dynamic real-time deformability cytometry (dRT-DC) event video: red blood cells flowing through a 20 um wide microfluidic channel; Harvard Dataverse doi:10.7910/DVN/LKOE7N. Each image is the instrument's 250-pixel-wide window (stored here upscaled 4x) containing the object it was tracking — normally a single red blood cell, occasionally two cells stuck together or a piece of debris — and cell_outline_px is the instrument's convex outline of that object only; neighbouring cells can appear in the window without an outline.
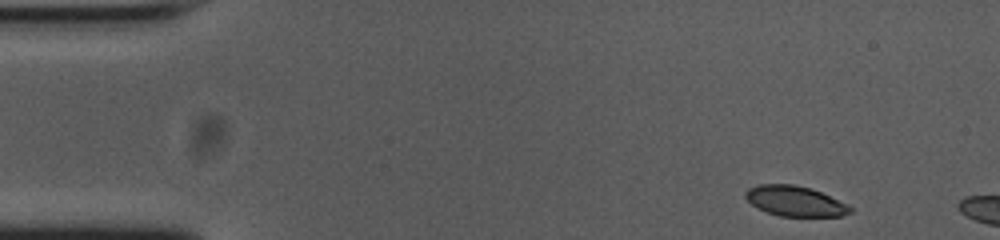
{"species": "common noctule bat (a hibernating species)", "species_latin": "Nyctalus noctula", "temperature_condition": "cold", "stored_images_in_passage": 4, "camera_frame_rate_fps": 3000, "um_per_image_px": 0.085, "animal": {"sex": "female", "body_mass_g": 23.0, "forearm_length_mm": 53.4}, "frame": {"image": 1, "passage_image": 1, "time_ms": 0.0, "image_size_px": [1000, 240], "cell_outline_px": [[852, 212], [840, 216], [780, 216], [768, 212], [752, 204], [744, 196], [744, 192], [748, 188], [756, 184], [792, 184], [812, 188], [848, 204], [852, 208]], "centroid_in_image_um": [67.58, 17.08], "position_along_channel_um": 17.4, "area_um2": 18.44}}